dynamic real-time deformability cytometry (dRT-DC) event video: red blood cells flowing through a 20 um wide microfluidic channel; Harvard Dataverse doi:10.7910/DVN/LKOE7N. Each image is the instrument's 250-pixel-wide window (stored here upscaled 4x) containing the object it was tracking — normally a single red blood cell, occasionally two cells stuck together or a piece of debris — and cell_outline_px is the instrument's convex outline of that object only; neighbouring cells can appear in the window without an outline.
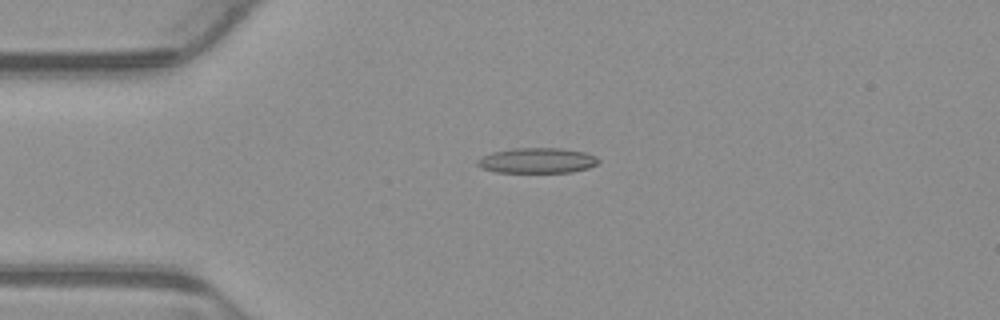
{"species": "common noctule bat (a hibernating species)", "species_latin": "Nyctalus noctula", "temperature_condition": "warm", "stored_images_in_passage": 6, "camera_frame_rate_fps": 3000, "um_per_image_px": 0.085, "animal": {"sex": "male", "body_mass_g": 23.1, "forearm_length_mm": 52.7}, "frame": {"image": 1, "passage_image": 4, "time_ms": 1.0, "image_size_px": [1000, 320], "cell_outline_px": [[600, 160], [596, 164], [588, 168], [572, 172], [496, 172], [480, 168], [476, 164], [476, 160], [492, 152], [512, 148], [560, 148], [584, 152], [596, 156]], "centroid_in_image_um": [45.64, 13.64], "position_along_channel_um": 39.4, "area_um2": 17.86}}
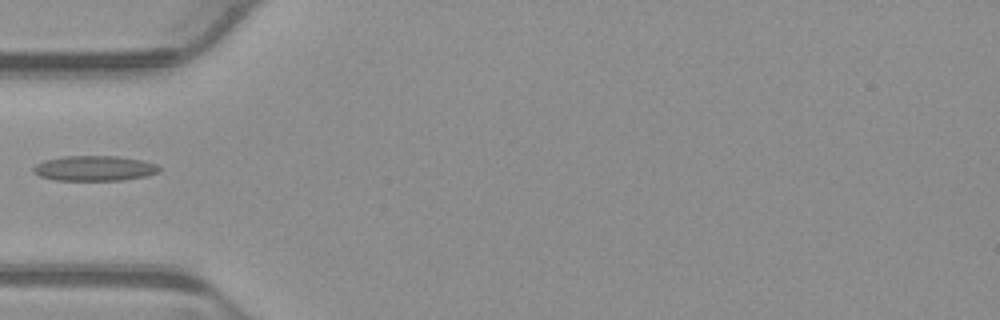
{"frame": {"image": 2, "passage_image": 5, "time_ms": 1.333, "image_size_px": [1000, 320], "cell_outline_px": [[160, 172], [148, 176], [120, 180], [56, 180], [40, 176], [32, 172], [32, 168], [36, 164], [44, 160], [64, 156], [116, 156], [144, 160], [156, 164], [160, 168]], "centroid_in_image_um": [8.04, 14.3], "position_along_channel_um": 77.0, "area_um2": 18.55}}
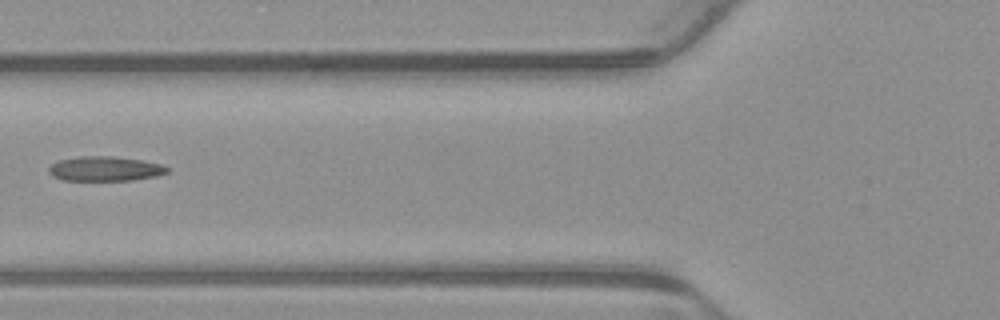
{"frame": {"image": 3, "passage_image": 6, "time_ms": 1.667, "image_size_px": [1000, 320], "cell_outline_px": [[168, 172], [156, 176], [132, 180], [60, 180], [52, 176], [48, 172], [48, 168], [52, 164], [60, 160], [80, 156], [112, 156], [140, 160], [160, 164], [168, 168]], "centroid_in_image_um": [8.89, 14.35], "position_along_channel_um": 116.9, "area_um2": 16.88}}